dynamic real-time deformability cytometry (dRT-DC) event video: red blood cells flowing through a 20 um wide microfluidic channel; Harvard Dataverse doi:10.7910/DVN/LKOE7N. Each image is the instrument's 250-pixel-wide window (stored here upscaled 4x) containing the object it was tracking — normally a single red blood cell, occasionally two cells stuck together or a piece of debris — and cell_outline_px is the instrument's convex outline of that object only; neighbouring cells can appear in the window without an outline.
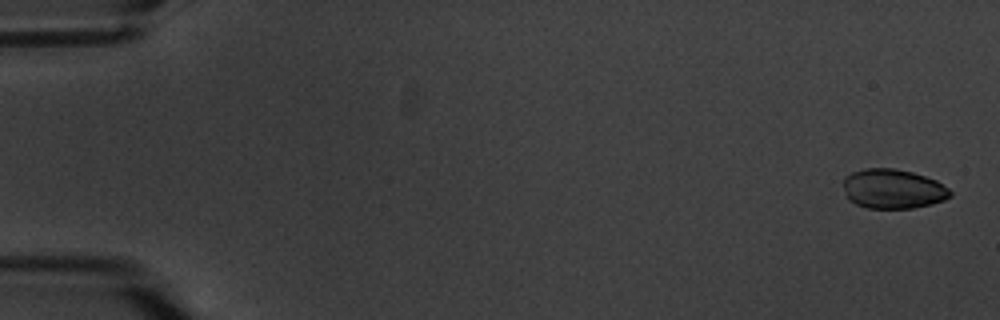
{"species": "common noctule bat (a hibernating species)", "species_latin": "Nyctalus noctula", "temperature_condition": "warm", "stored_images_in_passage": 6, "camera_frame_rate_fps": 3000, "um_per_image_px": 0.085, "animal": {"sex": "male", "body_mass_g": 20.1, "forearm_length_mm": 53.5}, "frame": {"image": 1, "passage_image": 1, "time_ms": 0.0, "image_size_px": [1000, 320], "cell_outline_px": [[952, 196], [944, 200], [932, 204], [912, 208], [868, 208], [856, 204], [848, 200], [844, 188], [844, 176], [852, 172], [864, 168], [892, 168], [912, 172], [936, 180], [948, 188], [952, 192]], "centroid_in_image_um": [75.9, 16.05], "position_along_channel_um": 9.1, "area_um2": 24.68}}
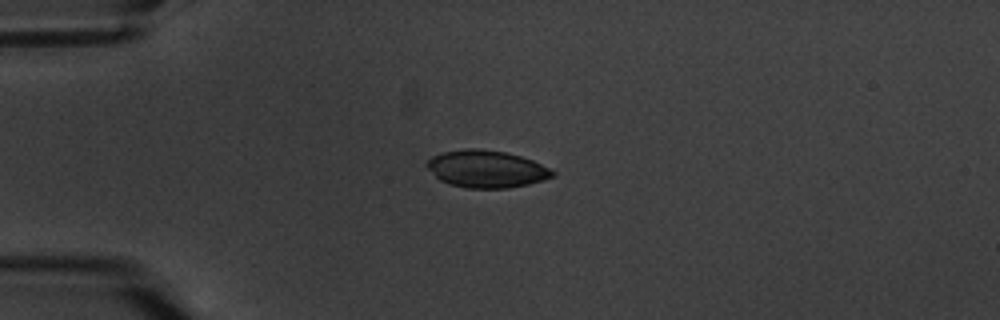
{"frame": {"image": 2, "passage_image": 5, "time_ms": 4.667, "image_size_px": [1000, 320], "cell_outline_px": [[556, 172], [552, 176], [544, 180], [528, 184], [508, 188], [468, 188], [448, 184], [440, 180], [424, 164], [432, 156], [444, 152], [464, 148], [476, 148], [504, 152], [520, 156], [532, 160]], "centroid_in_image_um": [41.32, 14.36], "position_along_channel_um": 43.7, "area_um2": 27.11}}